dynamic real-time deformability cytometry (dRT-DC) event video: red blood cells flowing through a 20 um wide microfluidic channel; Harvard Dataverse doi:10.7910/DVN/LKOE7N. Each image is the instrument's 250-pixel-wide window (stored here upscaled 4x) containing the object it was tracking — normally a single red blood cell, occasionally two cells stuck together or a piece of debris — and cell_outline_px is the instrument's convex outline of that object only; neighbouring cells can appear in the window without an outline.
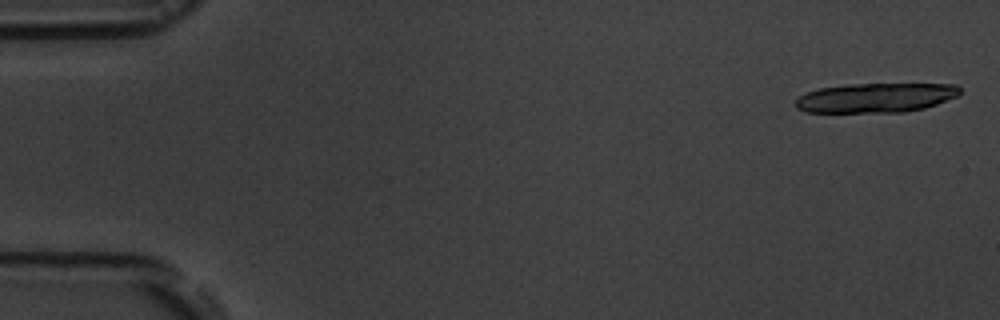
{"species": "common noctule bat (a hibernating species)", "species_latin": "Nyctalus noctula", "temperature_condition": "room temperature", "stored_images_in_passage": 6, "camera_frame_rate_fps": 3000, "um_per_image_px": 0.085, "animal": {"sex": "male", "body_mass_g": 19.5, "forearm_length_mm": 54.6}, "frame": {"image": 1, "passage_image": 1, "time_ms": 0.0, "image_size_px": [1000, 320], "cell_outline_px": [[960, 96], [924, 108], [904, 112], [804, 112], [796, 108], [796, 100], [800, 96], [808, 92], [820, 88], [848, 84], [956, 84], [960, 88]], "centroid_in_image_um": [74.47, 8.31], "position_along_channel_um": 10.5, "area_um2": 28.21}}